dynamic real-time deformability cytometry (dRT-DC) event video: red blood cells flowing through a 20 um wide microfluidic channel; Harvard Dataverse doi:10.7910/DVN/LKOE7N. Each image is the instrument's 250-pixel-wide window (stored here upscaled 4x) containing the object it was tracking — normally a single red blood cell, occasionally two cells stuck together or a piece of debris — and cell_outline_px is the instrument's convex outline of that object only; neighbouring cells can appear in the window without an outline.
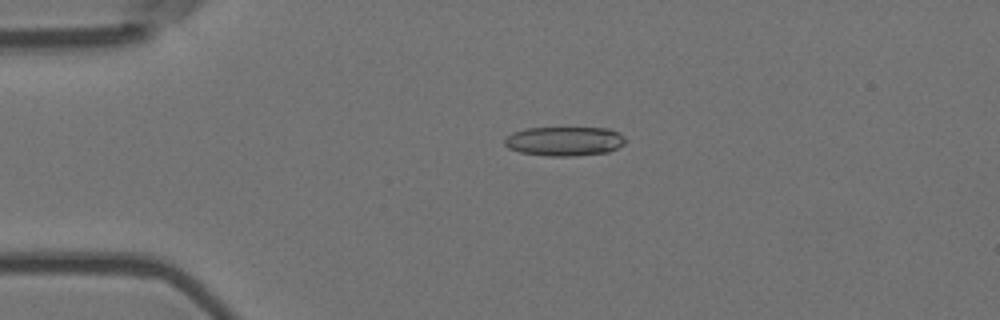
{"species": "Egyptian fruit bat (a non-hibernating species)", "species_latin": "Rousettus aegyptiacus", "temperature_condition": "room temperature", "stored_images_in_passage": 56, "camera_frame_rate_fps": 3000, "um_per_image_px": 0.085, "animal": {"sex": "female"}, "frame": {"image": 1, "passage_image": 13, "time_ms": 4.0, "image_size_px": [1000, 320], "cell_outline_px": [[624, 144], [608, 152], [572, 156], [548, 156], [520, 152], [508, 148], [504, 144], [504, 136], [512, 132], [524, 128], [608, 128], [624, 136]], "centroid_in_image_um": [47.91, 12.0], "position_along_channel_um": 37.1, "area_um2": 20.63}}
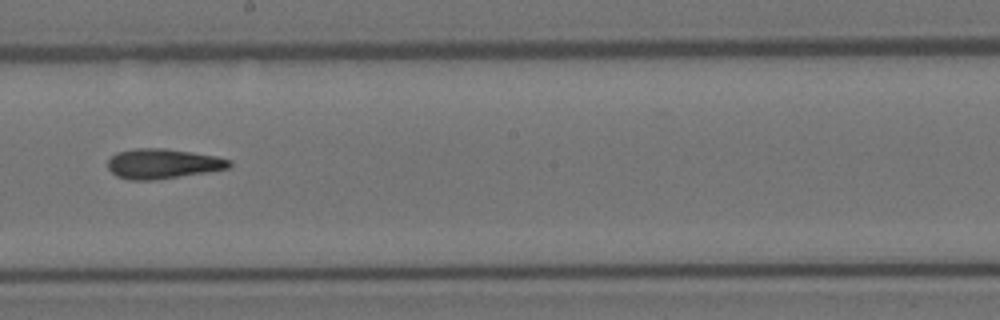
{"frame": {"image": 2, "passage_image": 32, "time_ms": 10.333, "image_size_px": [1000, 320], "cell_outline_px": [[232, 164], [228, 168], [208, 172], [152, 180], [128, 180], [116, 176], [108, 168], [108, 160], [116, 152], [136, 148], [164, 148], [192, 152], [216, 156], [232, 160]], "centroid_in_image_um": [13.83, 13.91], "position_along_channel_um": 234.4, "area_um2": 21.21}}
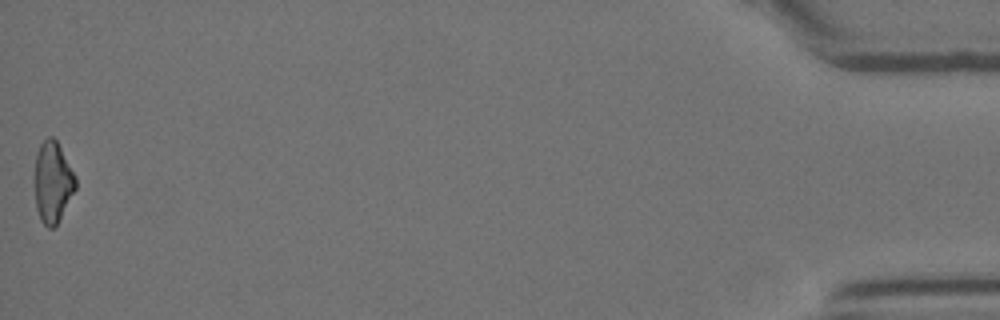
{"frame": {"image": 3, "passage_image": 56, "time_ms": 18.333, "image_size_px": [1000, 320], "cell_outline_px": [[76, 188], [56, 224], [52, 228], [48, 228], [40, 220], [36, 208], [36, 152], [40, 144], [48, 136], [52, 136], [56, 140], [76, 176]], "centroid_in_image_um": [4.49, 15.46], "position_along_channel_um": 430.7, "area_um2": 18.9}, "authors_computed_cell_mechanics": {"area_um2": 20.5479, "velocity_mm_per_s": 3.671, "shape_relaxation_time_tau1_ms": null, "shape_relaxation_time_tau2_ms": 6.2806, "deformation_change_tau1": null, "deformation_change_tau2": 0.191}}